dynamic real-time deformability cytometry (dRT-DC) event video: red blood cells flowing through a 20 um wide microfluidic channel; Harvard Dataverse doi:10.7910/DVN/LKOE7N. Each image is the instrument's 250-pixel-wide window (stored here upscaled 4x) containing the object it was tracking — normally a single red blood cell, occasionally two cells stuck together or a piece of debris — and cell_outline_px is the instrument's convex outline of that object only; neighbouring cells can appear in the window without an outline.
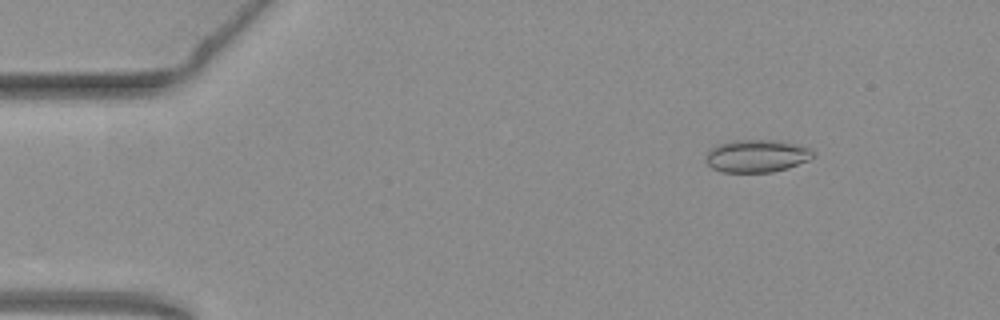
{"species": "common noctule bat (a hibernating species)", "species_latin": "Nyctalus noctula", "temperature_condition": "warm", "stored_images_in_passage": 54, "camera_frame_rate_fps": 3000, "um_per_image_px": 0.085, "animal": {"sex": "female", "body_mass_g": 19.3, "forearm_length_mm": 54.1}, "frame": {"image": 1, "passage_image": 7, "time_ms": 2.0, "image_size_px": [1000, 320], "cell_outline_px": [[816, 156], [808, 160], [788, 168], [772, 172], [720, 172], [712, 168], [704, 160], [708, 148], [716, 144], [732, 140], [784, 140], [808, 148]], "centroid_in_image_um": [64.27, 13.24], "position_along_channel_um": 20.7, "area_um2": 20.75}}
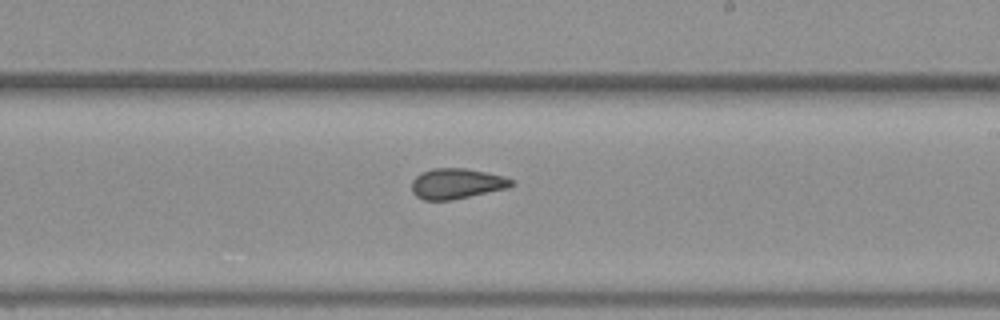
{"frame": {"image": 2, "passage_image": 32, "time_ms": 10.333, "image_size_px": [1000, 320], "cell_outline_px": [[516, 184], [508, 188], [452, 200], [424, 200], [416, 196], [412, 192], [412, 180], [420, 172], [432, 168], [464, 168], [504, 176], [516, 180]], "centroid_in_image_um": [38.83, 15.6], "position_along_channel_um": 250.2, "area_um2": 17.86}}
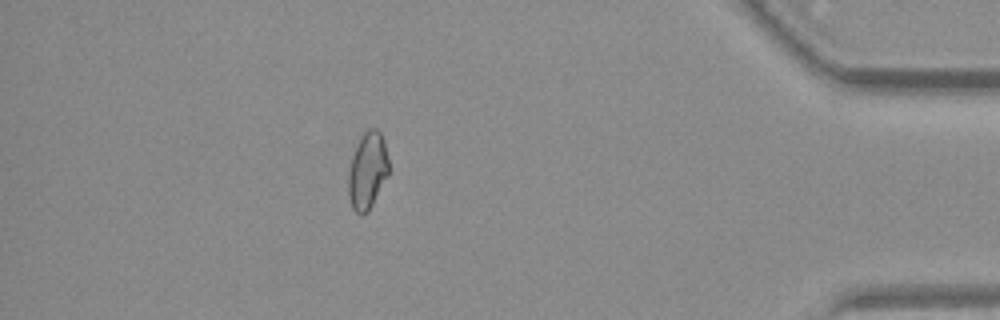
{"frame": {"image": 3, "passage_image": 48, "time_ms": 15.667, "image_size_px": [1000, 320], "cell_outline_px": [[388, 176], [368, 212], [360, 216], [352, 208], [348, 196], [348, 172], [352, 156], [360, 136], [368, 128], [376, 128], [380, 132], [384, 140], [388, 160]], "centroid_in_image_um": [31.22, 14.52], "position_along_channel_um": 404.0, "area_um2": 18.26}, "authors_computed_cell_mechanics": {"area_um2": 18.496, "velocity_mm_per_s": 3.7833, "shape_relaxation_time_tau1_ms": 10.5639, "shape_relaxation_time_tau2_ms": 2.7852, "deformation_change_tau1": 0.1334, "deformation_change_tau2": 0.0871}}